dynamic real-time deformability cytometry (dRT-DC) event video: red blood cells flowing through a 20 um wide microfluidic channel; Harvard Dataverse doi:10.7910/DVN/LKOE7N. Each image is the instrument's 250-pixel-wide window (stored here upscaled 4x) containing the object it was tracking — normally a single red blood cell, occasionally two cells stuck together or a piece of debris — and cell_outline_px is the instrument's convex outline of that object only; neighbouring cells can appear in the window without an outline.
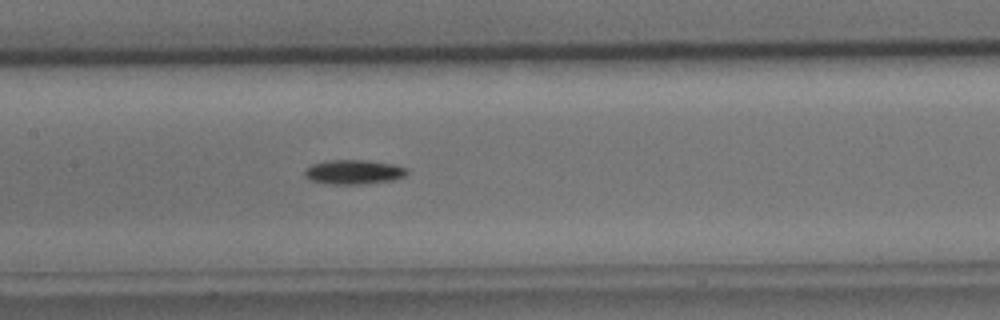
{"species": "common noctule bat (a hibernating species)", "species_latin": "Nyctalus noctula", "temperature_condition": "cold", "stored_images_in_passage": 39, "camera_frame_rate_fps": 3000, "um_per_image_px": 0.085, "animal": {"sex": "male", "body_mass_g": 15.6}, "frame": {"image": 1, "passage_image": 15, "time_ms": 4.667, "image_size_px": [1000, 320], "cell_outline_px": [[408, 172], [404, 176], [392, 180], [360, 184], [332, 184], [308, 180], [304, 176], [304, 172], [312, 164], [328, 160], [368, 160], [392, 164], [408, 168]], "centroid_in_image_um": [30.05, 14.61], "position_along_channel_um": 177.3, "area_um2": 14.51}}
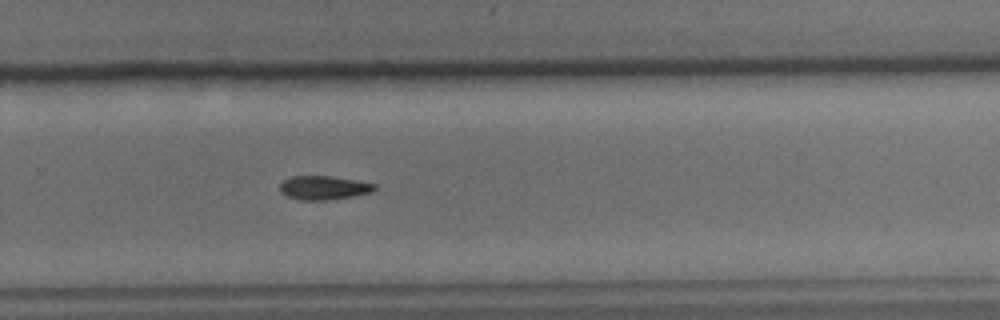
{"frame": {"image": 2, "passage_image": 25, "time_ms": 8.0, "image_size_px": [1000, 320], "cell_outline_px": [[376, 188], [372, 192], [352, 196], [324, 200], [300, 200], [288, 196], [280, 192], [280, 184], [288, 176], [332, 176], [356, 180], [376, 184]], "centroid_in_image_um": [27.5, 15.95], "position_along_channel_um": 302.3, "area_um2": 13.12}}
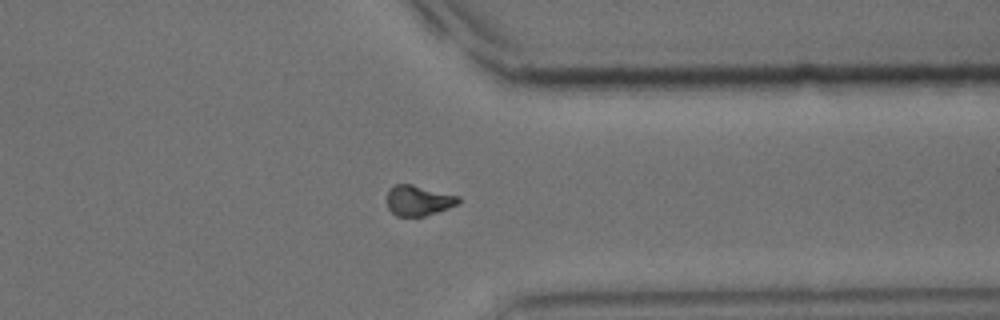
{"frame": {"image": 3, "passage_image": 31, "time_ms": 10.0, "image_size_px": [1000, 320], "cell_outline_px": [[460, 200], [456, 204], [448, 208], [424, 216], [396, 216], [388, 208], [388, 192], [396, 184], [412, 184], [460, 196]], "centroid_in_image_um": [35.58, 17.04], "position_along_channel_um": 375.8, "area_um2": 12.43}}